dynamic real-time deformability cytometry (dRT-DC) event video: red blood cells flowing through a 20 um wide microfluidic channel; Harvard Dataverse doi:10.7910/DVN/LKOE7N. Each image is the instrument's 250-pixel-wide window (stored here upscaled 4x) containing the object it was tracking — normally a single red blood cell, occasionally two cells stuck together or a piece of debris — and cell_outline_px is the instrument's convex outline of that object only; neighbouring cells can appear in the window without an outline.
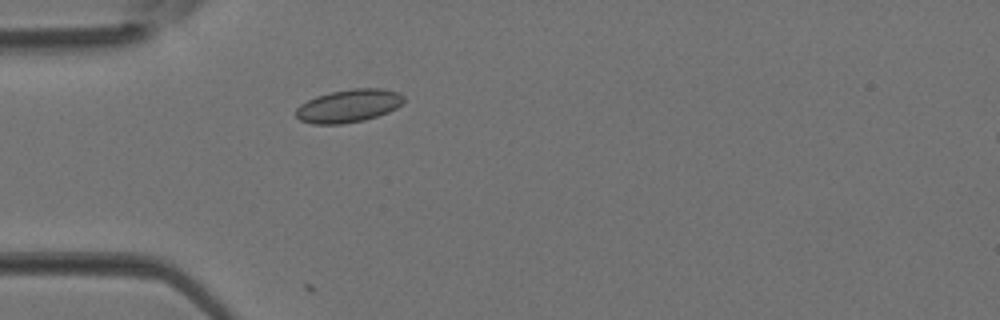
{"species": "Egyptian fruit bat (a non-hibernating species)", "species_latin": "Rousettus aegyptiacus", "temperature_condition": "room temperature", "stored_images_in_passage": 1, "camera_frame_rate_fps": 3000, "um_per_image_px": 0.085, "animal": {"sex": "female"}, "frame": {"image": 1, "passage_image": 1, "time_ms": 0.0, "image_size_px": [1000, 320], "cell_outline_px": [[404, 100], [396, 108], [388, 112], [364, 120], [340, 124], [312, 124], [300, 120], [296, 116], [296, 108], [300, 104], [316, 96], [332, 92], [352, 88], [380, 88], [396, 92], [404, 96]], "centroid_in_image_um": [29.61, 9.0], "position_along_channel_um": 55.4, "area_um2": 20.58}}